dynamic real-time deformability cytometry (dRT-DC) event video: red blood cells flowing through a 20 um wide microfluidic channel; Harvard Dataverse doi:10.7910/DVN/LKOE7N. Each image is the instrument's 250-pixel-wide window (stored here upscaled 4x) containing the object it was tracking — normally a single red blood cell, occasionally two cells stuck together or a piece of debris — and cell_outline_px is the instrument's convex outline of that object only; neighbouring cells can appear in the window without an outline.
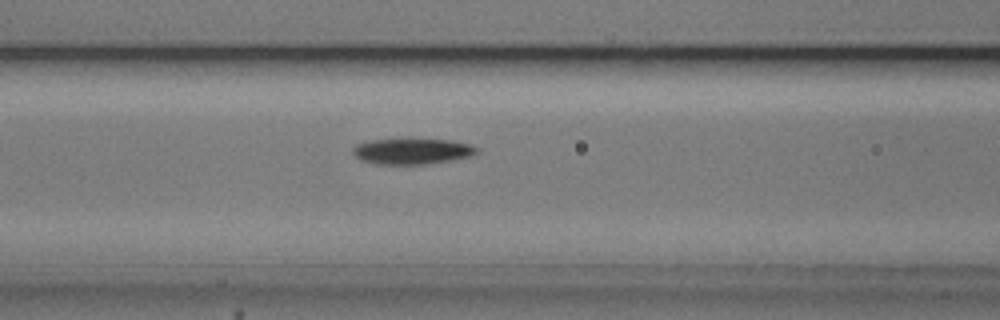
{"species": "common noctule bat (a hibernating species)", "species_latin": "Nyctalus noctula", "temperature_condition": "cold", "stored_images_in_passage": 40, "camera_frame_rate_fps": 3000, "um_per_image_px": 0.085, "animal": {"sex": "male", "body_mass_g": 20.5, "forearm_length_mm": 52.5}, "frame": {"image": 1, "passage_image": 8, "time_ms": 2.333, "image_size_px": [1000, 320], "cell_outline_px": [[480, 152], [472, 156], [452, 160], [424, 164], [376, 164], [360, 160], [352, 152], [352, 148], [356, 144], [372, 140], [452, 140], [472, 144], [480, 148]], "centroid_in_image_um": [35.09, 12.87], "position_along_channel_um": 131.5, "area_um2": 18.61}}
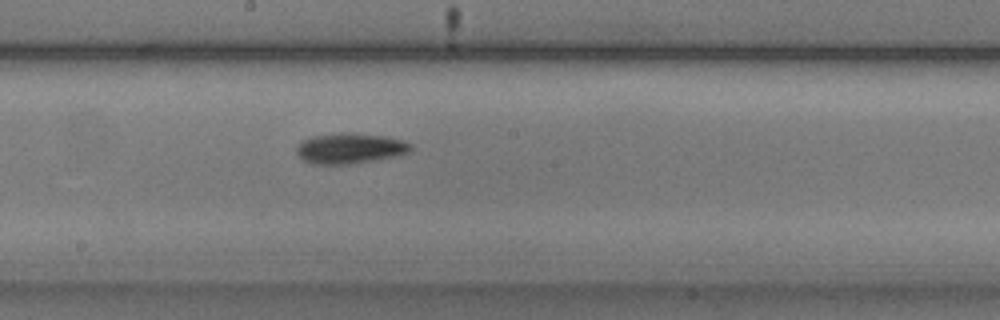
{"frame": {"image": 2, "passage_image": 15, "time_ms": 4.667, "image_size_px": [1000, 320], "cell_outline_px": [[412, 148], [408, 152], [376, 160], [356, 164], [312, 164], [304, 160], [296, 152], [296, 148], [300, 140], [312, 136], [344, 132], [352, 132], [388, 136], [404, 140], [412, 144]], "centroid_in_image_um": [29.74, 12.59], "position_along_channel_um": 218.5, "area_um2": 20.58}}
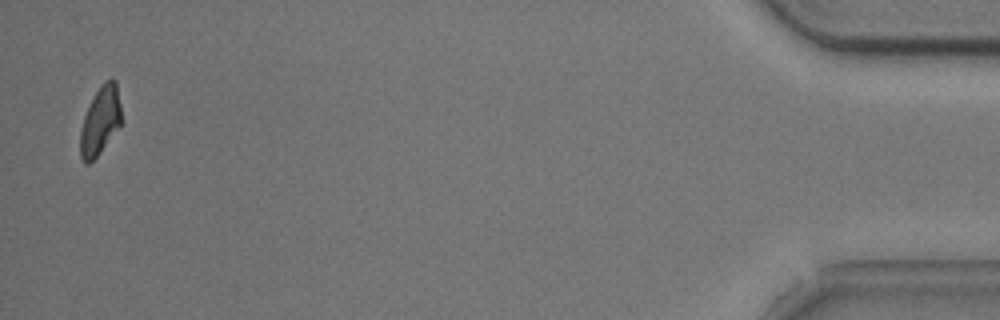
{"frame": {"image": 3, "passage_image": 39, "time_ms": 12.667, "image_size_px": [1000, 320], "cell_outline_px": [[120, 124], [100, 152], [88, 164], [84, 164], [80, 156], [80, 128], [84, 116], [100, 84], [104, 80], [112, 76], [116, 80], [120, 104]], "centroid_in_image_um": [8.5, 10.22], "position_along_channel_um": 426.7, "area_um2": 16.13}, "authors_computed_cell_mechanics": {"area_um2": 18.5827, "velocity_mm_per_s": 3.7184, "shape_relaxation_time_tau1_ms": 2.8024, "shape_relaxation_time_tau2_ms": null, "deformation_change_tau1": 0.1263, "deformation_change_tau2": null}}